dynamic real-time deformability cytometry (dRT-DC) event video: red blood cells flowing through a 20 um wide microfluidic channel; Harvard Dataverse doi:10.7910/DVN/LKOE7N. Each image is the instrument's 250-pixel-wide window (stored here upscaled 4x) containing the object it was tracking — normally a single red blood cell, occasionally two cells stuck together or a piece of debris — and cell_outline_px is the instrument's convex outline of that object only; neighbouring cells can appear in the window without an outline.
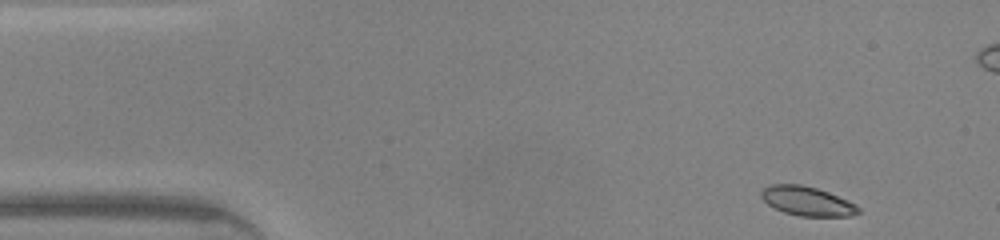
{"species": "common noctule bat (a hibernating species)", "species_latin": "Nyctalus noctula", "temperature_condition": "warm", "stored_images_in_passage": 44, "camera_frame_rate_fps": 3000, "um_per_image_px": 0.085, "animal": {"sex": "male", "body_mass_g": 20.0, "forearm_length_mm": 53.3}, "frame": {"image": 1, "passage_image": 1, "time_ms": 0.0, "image_size_px": [1000, 240], "cell_outline_px": [[860, 212], [852, 216], [800, 216], [784, 212], [768, 204], [760, 196], [760, 192], [764, 188], [772, 184], [800, 184], [816, 188], [828, 192], [848, 200], [856, 204], [860, 208]], "centroid_in_image_um": [68.63, 17.09], "position_along_channel_um": 16.4, "area_um2": 16.47}}
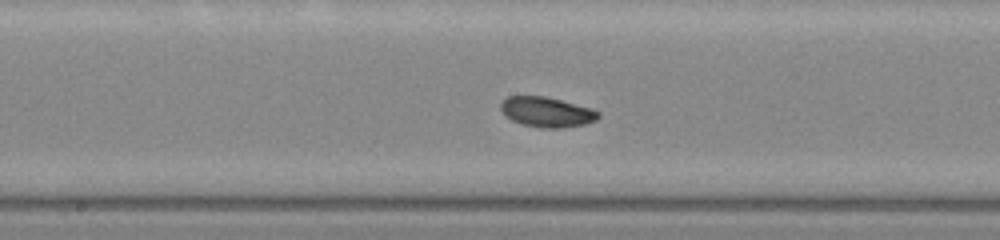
{"frame": {"image": 2, "passage_image": 20, "time_ms": 6.333, "image_size_px": [1000, 240], "cell_outline_px": [[600, 116], [596, 120], [584, 124], [564, 128], [544, 128], [524, 124], [512, 120], [504, 116], [500, 108], [500, 104], [508, 96], [544, 96], [592, 108], [600, 112]], "centroid_in_image_um": [46.48, 9.52], "position_along_channel_um": 201.7, "area_um2": 17.05}}
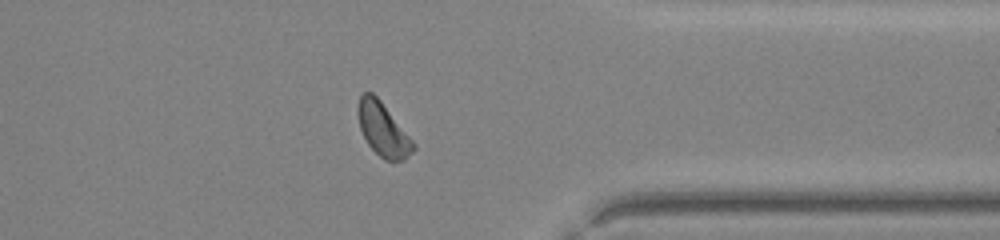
{"frame": {"image": 3, "passage_image": 33, "time_ms": 10.667, "image_size_px": [1000, 240], "cell_outline_px": [[416, 148], [404, 160], [384, 160], [368, 144], [360, 128], [356, 112], [356, 108], [360, 96], [364, 92], [372, 92], [380, 100], [416, 144]], "centroid_in_image_um": [32.54, 10.99], "position_along_channel_um": 378.9, "area_um2": 17.11}, "authors_computed_cell_mechanics": {"area_um2": 17.1666, "velocity_mm_per_s": 4.3492, "shape_relaxation_time_tau1_ms": 1.5917, "shape_relaxation_time_tau2_ms": null, "deformation_change_tau1": 0.0597, "deformation_change_tau2": null}}